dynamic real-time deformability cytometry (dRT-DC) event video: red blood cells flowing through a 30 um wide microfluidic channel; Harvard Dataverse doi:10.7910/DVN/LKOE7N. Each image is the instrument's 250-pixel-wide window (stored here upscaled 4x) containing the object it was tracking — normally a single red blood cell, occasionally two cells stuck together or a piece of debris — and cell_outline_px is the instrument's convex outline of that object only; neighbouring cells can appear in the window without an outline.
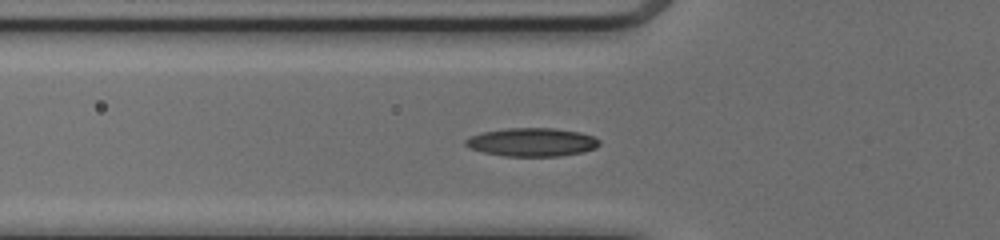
{"species": "common noctule bat (a hibernating species)", "species_latin": "Nyctalus noctula", "temperature_condition": "cold", "stored_images_in_passage": 50, "camera_frame_rate_fps": 3000, "um_per_image_px": 0.085, "animal": {"sex": "female", "body_mass_g": 17.0, "forearm_length_mm": 48.0}, "frame": {"image": 1, "passage_image": 17, "time_ms": 5.333, "image_size_px": [1000, 240], "cell_outline_px": [[600, 144], [596, 148], [584, 152], [560, 156], [504, 156], [484, 152], [468, 148], [464, 144], [464, 140], [472, 136], [484, 132], [508, 128], [552, 128], [580, 132], [592, 136], [600, 140]], "centroid_in_image_um": [45.23, 12.09], "position_along_channel_um": 80.6, "area_um2": 22.14}}
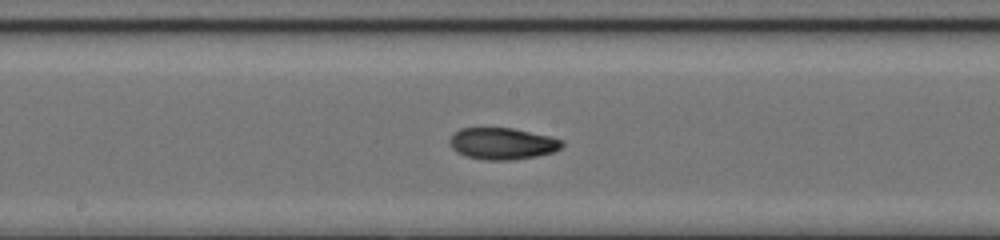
{"frame": {"image": 2, "passage_image": 26, "time_ms": 8.333, "image_size_px": [1000, 240], "cell_outline_px": [[564, 144], [560, 148], [552, 152], [536, 156], [512, 160], [484, 160], [468, 156], [456, 152], [448, 144], [448, 140], [452, 132], [460, 128], [512, 128], [548, 136], [564, 140]], "centroid_in_image_um": [42.65, 12.2], "position_along_channel_um": 205.6, "area_um2": 20.81}}
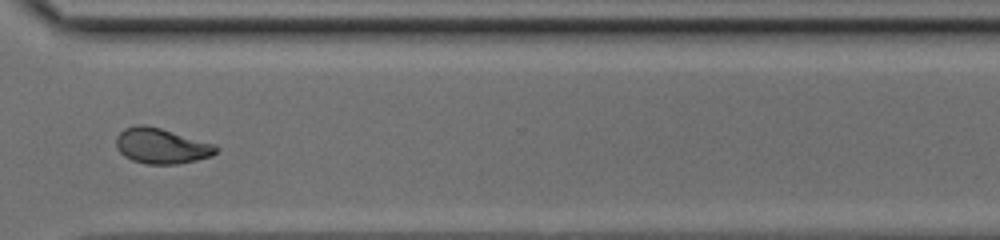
{"frame": {"image": 3, "passage_image": 37, "time_ms": 12.0, "image_size_px": [1000, 240], "cell_outline_px": [[220, 148], [212, 156], [196, 160], [176, 164], [148, 164], [132, 160], [124, 156], [116, 148], [116, 136], [124, 128], [136, 124], [144, 124], [160, 128], [216, 144]], "centroid_in_image_um": [13.72, 12.39], "position_along_channel_um": 356.9, "area_um2": 20.75}, "authors_computed_cell_mechanics": {"area_um2": 20.4323, "velocity_mm_per_s": 4.1362, "shape_relaxation_time_tau1_ms": null, "shape_relaxation_time_tau2_ms": 3.7278, "deformation_change_tau1": null, "deformation_change_tau2": 0.0871}}